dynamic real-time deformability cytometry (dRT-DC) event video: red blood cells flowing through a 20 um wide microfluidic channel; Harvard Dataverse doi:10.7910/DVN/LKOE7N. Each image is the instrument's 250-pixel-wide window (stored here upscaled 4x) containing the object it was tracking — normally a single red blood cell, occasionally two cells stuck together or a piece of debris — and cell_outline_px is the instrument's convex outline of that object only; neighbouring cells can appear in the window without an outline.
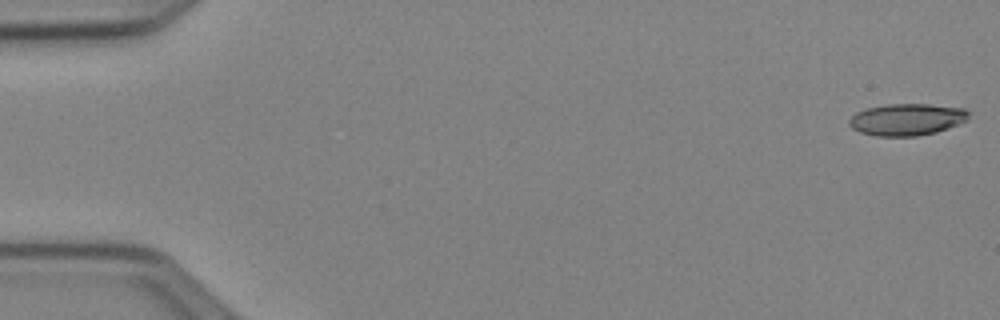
{"species": "Egyptian fruit bat (a non-hibernating species)", "species_latin": "Rousettus aegyptiacus", "temperature_condition": "cold", "stored_images_in_passage": 52, "camera_frame_rate_fps": 3000, "um_per_image_px": 0.085, "animal": {"sex": "female"}, "frame": {"image": 1, "passage_image": 1, "time_ms": 0.0, "image_size_px": [1000, 320], "cell_outline_px": [[968, 120], [960, 124], [936, 132], [916, 136], [876, 136], [860, 132], [852, 128], [848, 124], [848, 120], [856, 112], [868, 108], [884, 104], [928, 104], [964, 108], [968, 112]], "centroid_in_image_um": [77.08, 10.15], "position_along_channel_um": 7.9, "area_um2": 22.25}}
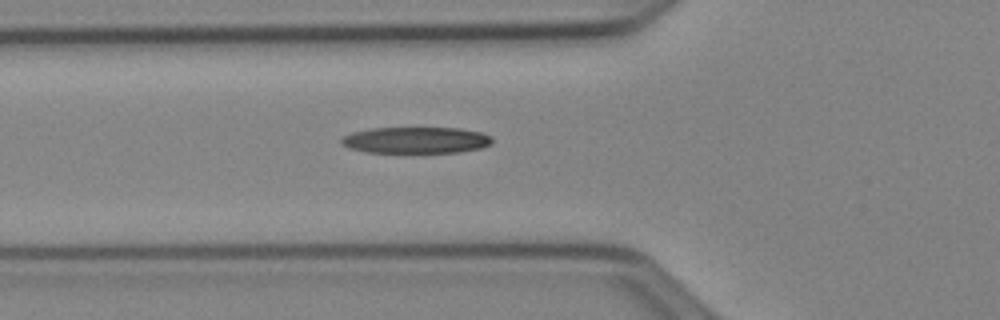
{"frame": {"image": 2, "passage_image": 19, "time_ms": 6.0, "image_size_px": [1000, 320], "cell_outline_px": [[492, 144], [480, 148], [460, 152], [368, 152], [348, 148], [340, 144], [340, 140], [344, 136], [352, 132], [368, 128], [460, 128], [480, 132], [492, 136]], "centroid_in_image_um": [35.34, 11.91], "position_along_channel_um": 90.5, "area_um2": 23.24}}
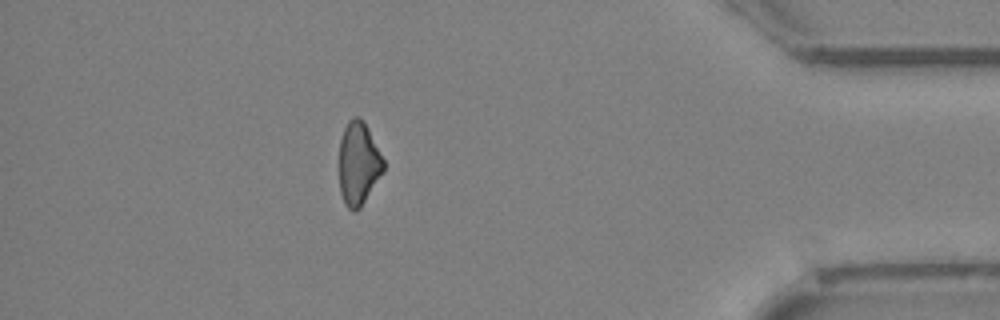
{"frame": {"image": 3, "passage_image": 46, "time_ms": 15.0, "image_size_px": [1000, 320], "cell_outline_px": [[384, 172], [360, 208], [356, 212], [352, 212], [344, 204], [340, 192], [340, 140], [344, 128], [348, 120], [352, 116], [360, 116], [364, 120], [384, 160]], "centroid_in_image_um": [30.48, 13.9], "position_along_channel_um": 404.7, "area_um2": 21.68}}